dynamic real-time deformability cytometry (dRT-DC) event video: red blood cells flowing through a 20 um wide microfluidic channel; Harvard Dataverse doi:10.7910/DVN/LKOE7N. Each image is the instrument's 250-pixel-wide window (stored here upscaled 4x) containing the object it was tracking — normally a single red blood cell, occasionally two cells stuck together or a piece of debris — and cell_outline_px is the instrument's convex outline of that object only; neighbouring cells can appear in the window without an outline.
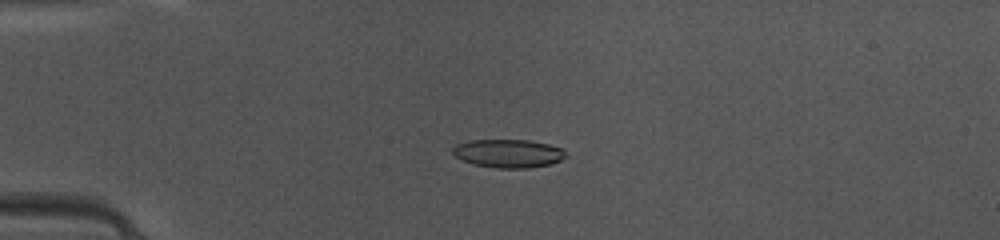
{"species": "common noctule bat (a hibernating species)", "species_latin": "Nyctalus noctula", "temperature_condition": "warm", "stored_images_in_passage": 45, "camera_frame_rate_fps": 3000, "um_per_image_px": 0.085, "animal": {"sex": "female", "body_mass_g": 10.0, "forearm_length_mm": 53.1}, "frame": {"image": 1, "passage_image": 9, "time_ms": 2.667, "image_size_px": [1000, 240], "cell_outline_px": [[568, 156], [552, 164], [528, 168], [496, 168], [472, 164], [456, 156], [452, 152], [452, 148], [456, 144], [468, 140], [528, 140], [548, 144], [560, 148]], "centroid_in_image_um": [43.2, 13.04], "position_along_channel_um": 41.8, "area_um2": 18.67}}
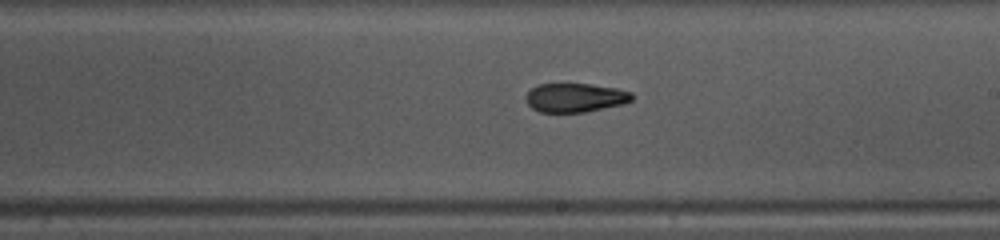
{"frame": {"image": 2, "passage_image": 25, "time_ms": 8.0, "image_size_px": [1000, 240], "cell_outline_px": [[632, 100], [624, 104], [584, 112], [540, 112], [532, 108], [528, 104], [524, 96], [532, 88], [540, 84], [588, 84], [616, 88], [632, 92]], "centroid_in_image_um": [48.89, 8.3], "position_along_channel_um": 240.1, "area_um2": 17.8}}
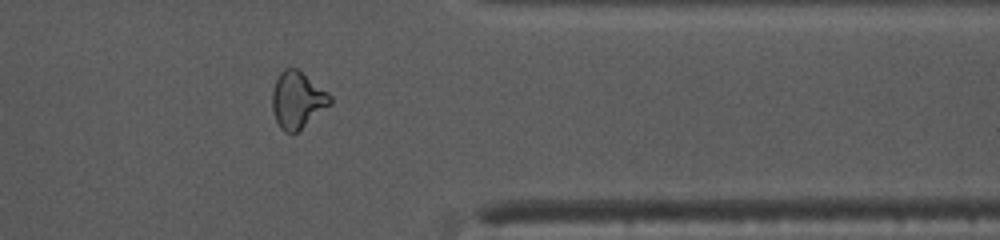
{"frame": {"image": 3, "passage_image": 36, "time_ms": 11.667, "image_size_px": [1000, 240], "cell_outline_px": [[332, 104], [296, 132], [284, 132], [280, 128], [276, 120], [272, 108], [272, 92], [276, 80], [280, 72], [284, 68], [296, 68], [328, 92], [332, 96]], "centroid_in_image_um": [25.28, 8.49], "position_along_channel_um": 386.1, "area_um2": 18.96}, "authors_computed_cell_mechanics": {"area_um2": 18.6116, "velocity_mm_per_s": 4.1934, "shape_relaxation_time_tau1_ms": 4.3221, "shape_relaxation_time_tau2_ms": 3.287, "deformation_change_tau1": 0.1496, "deformation_change_tau2": 0.1198}}